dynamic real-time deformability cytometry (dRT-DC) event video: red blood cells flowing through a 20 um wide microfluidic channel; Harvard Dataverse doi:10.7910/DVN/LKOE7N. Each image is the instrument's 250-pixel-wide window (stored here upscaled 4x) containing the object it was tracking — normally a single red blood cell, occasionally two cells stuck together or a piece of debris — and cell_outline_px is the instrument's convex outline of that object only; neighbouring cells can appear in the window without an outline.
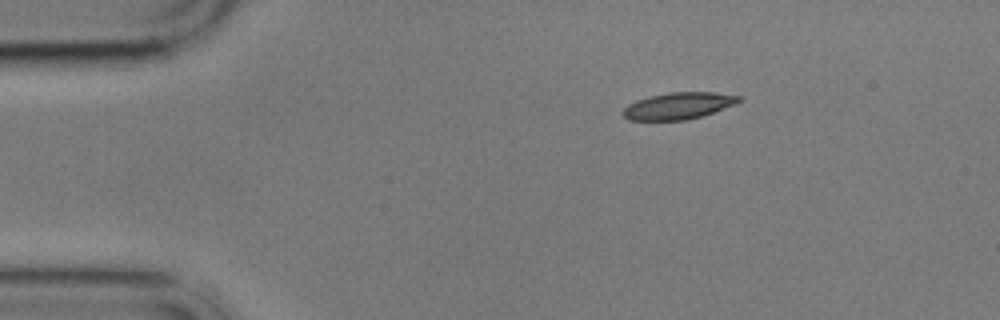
{"species": "common noctule bat (a hibernating species)", "species_latin": "Nyctalus noctula", "temperature_condition": "cold", "stored_images_in_passage": 2, "camera_frame_rate_fps": 3000, "um_per_image_px": 0.085, "animal": {"sex": "male", "body_mass_g": 17.9}, "frame": {"image": 1, "passage_image": 2, "time_ms": 2.0, "image_size_px": [1000, 320], "cell_outline_px": [[744, 100], [736, 104], [688, 120], [628, 120], [620, 112], [628, 104], [636, 100], [668, 92], [712, 92], [744, 96]], "centroid_in_image_um": [57.69, 8.99], "position_along_channel_um": 27.3, "area_um2": 18.15}}